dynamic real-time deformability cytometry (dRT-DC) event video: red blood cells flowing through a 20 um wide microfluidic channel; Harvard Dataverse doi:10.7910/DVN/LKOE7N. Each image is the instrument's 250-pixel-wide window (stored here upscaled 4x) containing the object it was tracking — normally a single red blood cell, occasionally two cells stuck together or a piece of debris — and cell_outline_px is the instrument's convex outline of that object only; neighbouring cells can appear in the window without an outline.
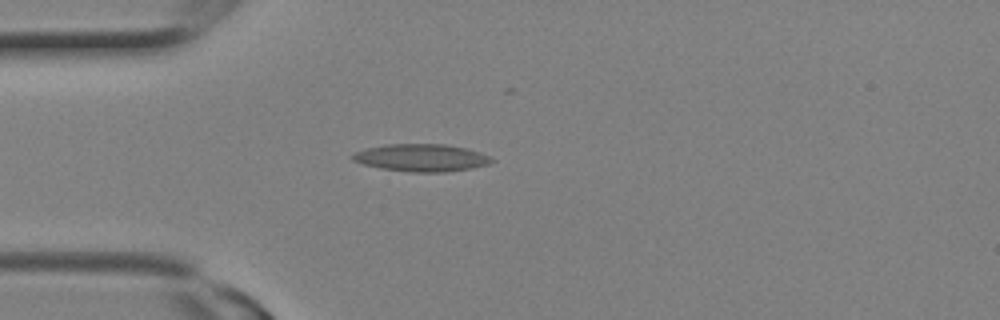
{"species": "Egyptian fruit bat (a non-hibernating species)", "species_latin": "Rousettus aegyptiacus", "temperature_condition": "room temperature", "stored_images_in_passage": 9, "camera_frame_rate_fps": 3000, "um_per_image_px": 0.085, "animal": {"sex": "female"}, "frame": {"image": 1, "passage_image": 7, "time_ms": 2.0, "image_size_px": [1000, 320], "cell_outline_px": [[496, 160], [488, 164], [472, 168], [444, 172], [408, 172], [380, 168], [364, 164], [352, 160], [352, 156], [356, 152], [368, 148], [384, 144], [444, 144], [464, 148], [480, 152]], "centroid_in_image_um": [35.83, 13.41], "position_along_channel_um": 49.2, "area_um2": 22.08}}
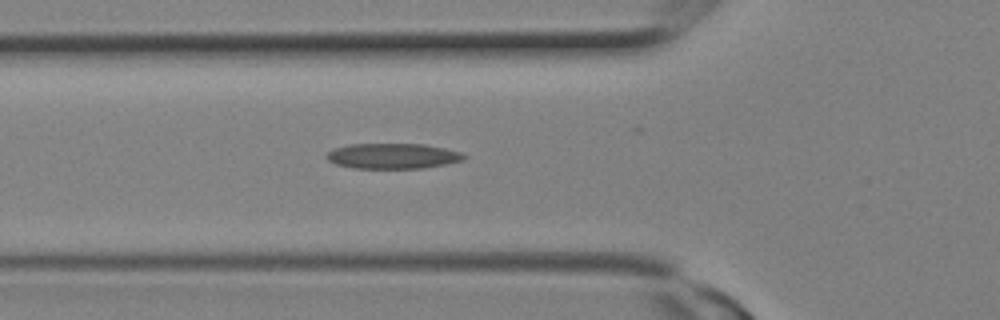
{"frame": {"image": 2, "passage_image": 9, "time_ms": 2.667, "image_size_px": [1000, 320], "cell_outline_px": [[468, 156], [464, 160], [424, 168], [352, 168], [336, 164], [328, 160], [324, 156], [328, 152], [336, 148], [348, 144], [424, 144], [444, 148], [460, 152]], "centroid_in_image_um": [33.38, 13.26], "position_along_channel_um": 92.4, "area_um2": 20.29}}